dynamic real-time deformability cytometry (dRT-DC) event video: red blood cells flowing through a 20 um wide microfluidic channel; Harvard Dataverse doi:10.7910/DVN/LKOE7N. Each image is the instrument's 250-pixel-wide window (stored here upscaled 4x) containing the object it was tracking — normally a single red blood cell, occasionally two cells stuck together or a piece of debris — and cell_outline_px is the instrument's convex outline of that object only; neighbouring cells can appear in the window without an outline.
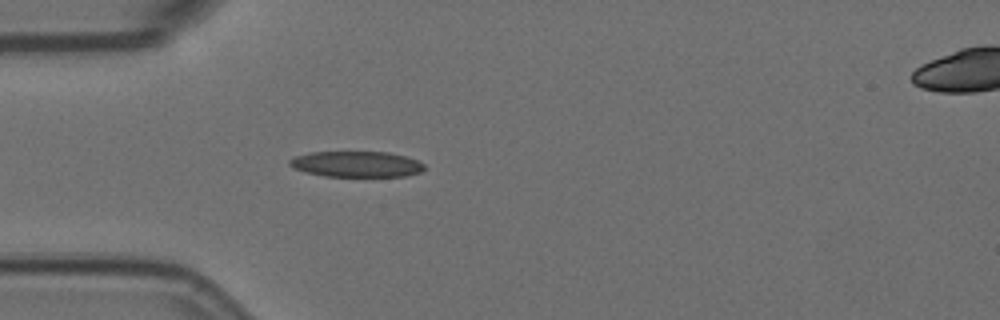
{"species": "Egyptian fruit bat (a non-hibernating species)", "species_latin": "Rousettus aegyptiacus", "temperature_condition": "room temperature", "stored_images_in_passage": 5, "camera_frame_rate_fps": 3000, "um_per_image_px": 0.085, "animal": {"sex": "female"}, "frame": {"image": 1, "passage_image": 5, "time_ms": 1.333, "image_size_px": [1000, 320], "cell_outline_px": [[424, 168], [420, 172], [404, 176], [324, 176], [304, 172], [292, 168], [288, 164], [288, 160], [296, 156], [312, 152], [388, 152], [404, 156], [416, 160], [424, 164]], "centroid_in_image_um": [30.25, 13.95], "position_along_channel_um": 54.8, "area_um2": 20.17}}